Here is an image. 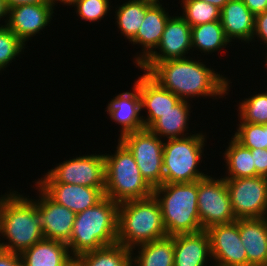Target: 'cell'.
<instances>
[{
	"instance_id": "26",
	"label": "cell",
	"mask_w": 267,
	"mask_h": 266,
	"mask_svg": "<svg viewBox=\"0 0 267 266\" xmlns=\"http://www.w3.org/2000/svg\"><path fill=\"white\" fill-rule=\"evenodd\" d=\"M156 0H127L122 5H114L115 23L117 24L120 34L130 42L137 34L144 17L146 10Z\"/></svg>"
},
{
	"instance_id": "5",
	"label": "cell",
	"mask_w": 267,
	"mask_h": 266,
	"mask_svg": "<svg viewBox=\"0 0 267 266\" xmlns=\"http://www.w3.org/2000/svg\"><path fill=\"white\" fill-rule=\"evenodd\" d=\"M160 204L167 236L202 231L198 213L197 181L163 183L153 188Z\"/></svg>"
},
{
	"instance_id": "19",
	"label": "cell",
	"mask_w": 267,
	"mask_h": 266,
	"mask_svg": "<svg viewBox=\"0 0 267 266\" xmlns=\"http://www.w3.org/2000/svg\"><path fill=\"white\" fill-rule=\"evenodd\" d=\"M53 201L75 214L83 212L104 197L105 188H92L66 183H36Z\"/></svg>"
},
{
	"instance_id": "28",
	"label": "cell",
	"mask_w": 267,
	"mask_h": 266,
	"mask_svg": "<svg viewBox=\"0 0 267 266\" xmlns=\"http://www.w3.org/2000/svg\"><path fill=\"white\" fill-rule=\"evenodd\" d=\"M227 148V149H226ZM225 148L223 159L226 168L224 178H241L256 176V167L251 149L243 147L233 137Z\"/></svg>"
},
{
	"instance_id": "12",
	"label": "cell",
	"mask_w": 267,
	"mask_h": 266,
	"mask_svg": "<svg viewBox=\"0 0 267 266\" xmlns=\"http://www.w3.org/2000/svg\"><path fill=\"white\" fill-rule=\"evenodd\" d=\"M170 15L159 45L138 66L141 72L147 73L157 62L186 58L192 52L191 26L178 12L175 16L172 13Z\"/></svg>"
},
{
	"instance_id": "11",
	"label": "cell",
	"mask_w": 267,
	"mask_h": 266,
	"mask_svg": "<svg viewBox=\"0 0 267 266\" xmlns=\"http://www.w3.org/2000/svg\"><path fill=\"white\" fill-rule=\"evenodd\" d=\"M236 219L267 217V177L225 178Z\"/></svg>"
},
{
	"instance_id": "2",
	"label": "cell",
	"mask_w": 267,
	"mask_h": 266,
	"mask_svg": "<svg viewBox=\"0 0 267 266\" xmlns=\"http://www.w3.org/2000/svg\"><path fill=\"white\" fill-rule=\"evenodd\" d=\"M24 195L13 188L0 195V249L18 254L44 239L36 199Z\"/></svg>"
},
{
	"instance_id": "30",
	"label": "cell",
	"mask_w": 267,
	"mask_h": 266,
	"mask_svg": "<svg viewBox=\"0 0 267 266\" xmlns=\"http://www.w3.org/2000/svg\"><path fill=\"white\" fill-rule=\"evenodd\" d=\"M237 101L238 122L267 124V90L252 93L248 98Z\"/></svg>"
},
{
	"instance_id": "18",
	"label": "cell",
	"mask_w": 267,
	"mask_h": 266,
	"mask_svg": "<svg viewBox=\"0 0 267 266\" xmlns=\"http://www.w3.org/2000/svg\"><path fill=\"white\" fill-rule=\"evenodd\" d=\"M131 89L117 94L105 108L110 120L121 126L118 139L127 133L144 129L139 89L134 84Z\"/></svg>"
},
{
	"instance_id": "39",
	"label": "cell",
	"mask_w": 267,
	"mask_h": 266,
	"mask_svg": "<svg viewBox=\"0 0 267 266\" xmlns=\"http://www.w3.org/2000/svg\"><path fill=\"white\" fill-rule=\"evenodd\" d=\"M7 9H11L20 5H35V4H48L50 0H4Z\"/></svg>"
},
{
	"instance_id": "36",
	"label": "cell",
	"mask_w": 267,
	"mask_h": 266,
	"mask_svg": "<svg viewBox=\"0 0 267 266\" xmlns=\"http://www.w3.org/2000/svg\"><path fill=\"white\" fill-rule=\"evenodd\" d=\"M256 167V176L267 177V149H251Z\"/></svg>"
},
{
	"instance_id": "35",
	"label": "cell",
	"mask_w": 267,
	"mask_h": 266,
	"mask_svg": "<svg viewBox=\"0 0 267 266\" xmlns=\"http://www.w3.org/2000/svg\"><path fill=\"white\" fill-rule=\"evenodd\" d=\"M255 39H258V40H255ZM259 40H260V44L264 43L263 45H265L267 49V10L264 11L263 13L255 15L254 33H253V38L251 40V43L252 41L254 43L255 41L259 42Z\"/></svg>"
},
{
	"instance_id": "29",
	"label": "cell",
	"mask_w": 267,
	"mask_h": 266,
	"mask_svg": "<svg viewBox=\"0 0 267 266\" xmlns=\"http://www.w3.org/2000/svg\"><path fill=\"white\" fill-rule=\"evenodd\" d=\"M75 260L81 266H132V251L115 243L82 253Z\"/></svg>"
},
{
	"instance_id": "13",
	"label": "cell",
	"mask_w": 267,
	"mask_h": 266,
	"mask_svg": "<svg viewBox=\"0 0 267 266\" xmlns=\"http://www.w3.org/2000/svg\"><path fill=\"white\" fill-rule=\"evenodd\" d=\"M206 231L210 238L213 264L247 266V255L240 240L237 221L213 225Z\"/></svg>"
},
{
	"instance_id": "33",
	"label": "cell",
	"mask_w": 267,
	"mask_h": 266,
	"mask_svg": "<svg viewBox=\"0 0 267 266\" xmlns=\"http://www.w3.org/2000/svg\"><path fill=\"white\" fill-rule=\"evenodd\" d=\"M25 48L26 45L7 26L0 27V73L16 61V57H21Z\"/></svg>"
},
{
	"instance_id": "4",
	"label": "cell",
	"mask_w": 267,
	"mask_h": 266,
	"mask_svg": "<svg viewBox=\"0 0 267 266\" xmlns=\"http://www.w3.org/2000/svg\"><path fill=\"white\" fill-rule=\"evenodd\" d=\"M166 236L160 204L154 195L119 203L117 243L132 250Z\"/></svg>"
},
{
	"instance_id": "31",
	"label": "cell",
	"mask_w": 267,
	"mask_h": 266,
	"mask_svg": "<svg viewBox=\"0 0 267 266\" xmlns=\"http://www.w3.org/2000/svg\"><path fill=\"white\" fill-rule=\"evenodd\" d=\"M181 15L191 26L220 20L221 9L201 0H181Z\"/></svg>"
},
{
	"instance_id": "10",
	"label": "cell",
	"mask_w": 267,
	"mask_h": 266,
	"mask_svg": "<svg viewBox=\"0 0 267 266\" xmlns=\"http://www.w3.org/2000/svg\"><path fill=\"white\" fill-rule=\"evenodd\" d=\"M206 177L197 181V203L203 230L217 224H228L237 219L233 213L230 195L224 177Z\"/></svg>"
},
{
	"instance_id": "17",
	"label": "cell",
	"mask_w": 267,
	"mask_h": 266,
	"mask_svg": "<svg viewBox=\"0 0 267 266\" xmlns=\"http://www.w3.org/2000/svg\"><path fill=\"white\" fill-rule=\"evenodd\" d=\"M137 78L133 84L139 89L141 112L145 111V115H147H142L144 128L148 129L161 117V114L171 110L181 99L174 93L161 87L146 72H143Z\"/></svg>"
},
{
	"instance_id": "20",
	"label": "cell",
	"mask_w": 267,
	"mask_h": 266,
	"mask_svg": "<svg viewBox=\"0 0 267 266\" xmlns=\"http://www.w3.org/2000/svg\"><path fill=\"white\" fill-rule=\"evenodd\" d=\"M209 263L213 265L206 230L174 235V266H208Z\"/></svg>"
},
{
	"instance_id": "3",
	"label": "cell",
	"mask_w": 267,
	"mask_h": 266,
	"mask_svg": "<svg viewBox=\"0 0 267 266\" xmlns=\"http://www.w3.org/2000/svg\"><path fill=\"white\" fill-rule=\"evenodd\" d=\"M119 204L104 196L91 208L77 213L66 243L76 259L82 253L117 243Z\"/></svg>"
},
{
	"instance_id": "27",
	"label": "cell",
	"mask_w": 267,
	"mask_h": 266,
	"mask_svg": "<svg viewBox=\"0 0 267 266\" xmlns=\"http://www.w3.org/2000/svg\"><path fill=\"white\" fill-rule=\"evenodd\" d=\"M191 40L192 51H200L202 55L206 56L216 51L220 52L230 44L232 46L224 33L220 20L191 27Z\"/></svg>"
},
{
	"instance_id": "15",
	"label": "cell",
	"mask_w": 267,
	"mask_h": 266,
	"mask_svg": "<svg viewBox=\"0 0 267 266\" xmlns=\"http://www.w3.org/2000/svg\"><path fill=\"white\" fill-rule=\"evenodd\" d=\"M54 10L51 3L20 5L8 10L6 26L26 45L51 23Z\"/></svg>"
},
{
	"instance_id": "34",
	"label": "cell",
	"mask_w": 267,
	"mask_h": 266,
	"mask_svg": "<svg viewBox=\"0 0 267 266\" xmlns=\"http://www.w3.org/2000/svg\"><path fill=\"white\" fill-rule=\"evenodd\" d=\"M111 0H78L72 7L79 19L95 23L111 14Z\"/></svg>"
},
{
	"instance_id": "1",
	"label": "cell",
	"mask_w": 267,
	"mask_h": 266,
	"mask_svg": "<svg viewBox=\"0 0 267 266\" xmlns=\"http://www.w3.org/2000/svg\"><path fill=\"white\" fill-rule=\"evenodd\" d=\"M192 57L157 62L147 74L181 100L193 102L192 98L209 97L217 101L228 95L231 79L215 71L211 64L209 68L198 56L196 59Z\"/></svg>"
},
{
	"instance_id": "44",
	"label": "cell",
	"mask_w": 267,
	"mask_h": 266,
	"mask_svg": "<svg viewBox=\"0 0 267 266\" xmlns=\"http://www.w3.org/2000/svg\"><path fill=\"white\" fill-rule=\"evenodd\" d=\"M267 51H265V53H266ZM264 66L266 67V70H267V53H266V56H265V61H264ZM267 73V72H266Z\"/></svg>"
},
{
	"instance_id": "21",
	"label": "cell",
	"mask_w": 267,
	"mask_h": 266,
	"mask_svg": "<svg viewBox=\"0 0 267 266\" xmlns=\"http://www.w3.org/2000/svg\"><path fill=\"white\" fill-rule=\"evenodd\" d=\"M220 22L230 42L236 40V42L241 41L245 45L250 44L254 33L255 15L244 4L243 0H229L221 9Z\"/></svg>"
},
{
	"instance_id": "38",
	"label": "cell",
	"mask_w": 267,
	"mask_h": 266,
	"mask_svg": "<svg viewBox=\"0 0 267 266\" xmlns=\"http://www.w3.org/2000/svg\"><path fill=\"white\" fill-rule=\"evenodd\" d=\"M243 2L254 15L267 10V0H243Z\"/></svg>"
},
{
	"instance_id": "24",
	"label": "cell",
	"mask_w": 267,
	"mask_h": 266,
	"mask_svg": "<svg viewBox=\"0 0 267 266\" xmlns=\"http://www.w3.org/2000/svg\"><path fill=\"white\" fill-rule=\"evenodd\" d=\"M191 107L193 105L186 100H180L171 110L159 117L148 129L161 139L181 138L193 135L188 125L191 120ZM187 132V133H185Z\"/></svg>"
},
{
	"instance_id": "7",
	"label": "cell",
	"mask_w": 267,
	"mask_h": 266,
	"mask_svg": "<svg viewBox=\"0 0 267 266\" xmlns=\"http://www.w3.org/2000/svg\"><path fill=\"white\" fill-rule=\"evenodd\" d=\"M192 133L186 137L164 140L163 183L194 182L209 174L199 168L205 156L208 137L203 130Z\"/></svg>"
},
{
	"instance_id": "40",
	"label": "cell",
	"mask_w": 267,
	"mask_h": 266,
	"mask_svg": "<svg viewBox=\"0 0 267 266\" xmlns=\"http://www.w3.org/2000/svg\"><path fill=\"white\" fill-rule=\"evenodd\" d=\"M7 18H8V9H7L6 5H5V1L4 0H0V22H2L1 20H3V22H4V24H3V22L0 23V27L6 26Z\"/></svg>"
},
{
	"instance_id": "9",
	"label": "cell",
	"mask_w": 267,
	"mask_h": 266,
	"mask_svg": "<svg viewBox=\"0 0 267 266\" xmlns=\"http://www.w3.org/2000/svg\"><path fill=\"white\" fill-rule=\"evenodd\" d=\"M119 140L132 153L147 183L152 188L162 185L164 140L146 128L127 133Z\"/></svg>"
},
{
	"instance_id": "42",
	"label": "cell",
	"mask_w": 267,
	"mask_h": 266,
	"mask_svg": "<svg viewBox=\"0 0 267 266\" xmlns=\"http://www.w3.org/2000/svg\"><path fill=\"white\" fill-rule=\"evenodd\" d=\"M207 3H210L216 7H218L219 9H222L229 0H201Z\"/></svg>"
},
{
	"instance_id": "37",
	"label": "cell",
	"mask_w": 267,
	"mask_h": 266,
	"mask_svg": "<svg viewBox=\"0 0 267 266\" xmlns=\"http://www.w3.org/2000/svg\"><path fill=\"white\" fill-rule=\"evenodd\" d=\"M0 266H22L20 255L0 249Z\"/></svg>"
},
{
	"instance_id": "14",
	"label": "cell",
	"mask_w": 267,
	"mask_h": 266,
	"mask_svg": "<svg viewBox=\"0 0 267 266\" xmlns=\"http://www.w3.org/2000/svg\"><path fill=\"white\" fill-rule=\"evenodd\" d=\"M37 210L41 216L42 234L44 239L56 240L67 243L73 231L76 214L53 201L36 183Z\"/></svg>"
},
{
	"instance_id": "41",
	"label": "cell",
	"mask_w": 267,
	"mask_h": 266,
	"mask_svg": "<svg viewBox=\"0 0 267 266\" xmlns=\"http://www.w3.org/2000/svg\"><path fill=\"white\" fill-rule=\"evenodd\" d=\"M78 0H50L52 6L54 7L55 11H56V7H58V2L62 5H66V6H73ZM57 4V5H56Z\"/></svg>"
},
{
	"instance_id": "8",
	"label": "cell",
	"mask_w": 267,
	"mask_h": 266,
	"mask_svg": "<svg viewBox=\"0 0 267 266\" xmlns=\"http://www.w3.org/2000/svg\"><path fill=\"white\" fill-rule=\"evenodd\" d=\"M35 183H66L105 188V158L102 153L84 154L65 159L47 170Z\"/></svg>"
},
{
	"instance_id": "45",
	"label": "cell",
	"mask_w": 267,
	"mask_h": 266,
	"mask_svg": "<svg viewBox=\"0 0 267 266\" xmlns=\"http://www.w3.org/2000/svg\"><path fill=\"white\" fill-rule=\"evenodd\" d=\"M210 266H211V264H210ZM212 266H223V265L213 264Z\"/></svg>"
},
{
	"instance_id": "22",
	"label": "cell",
	"mask_w": 267,
	"mask_h": 266,
	"mask_svg": "<svg viewBox=\"0 0 267 266\" xmlns=\"http://www.w3.org/2000/svg\"><path fill=\"white\" fill-rule=\"evenodd\" d=\"M247 266H264L267 259V217L237 219Z\"/></svg>"
},
{
	"instance_id": "16",
	"label": "cell",
	"mask_w": 267,
	"mask_h": 266,
	"mask_svg": "<svg viewBox=\"0 0 267 266\" xmlns=\"http://www.w3.org/2000/svg\"><path fill=\"white\" fill-rule=\"evenodd\" d=\"M163 0H156L147 10L144 20L136 34L129 42L132 46L141 48L134 55L133 63L138 67L159 45L166 22L170 15L167 8L161 3ZM167 11V12H166ZM141 46V47H140ZM142 51V52H141ZM139 53V54H138Z\"/></svg>"
},
{
	"instance_id": "25",
	"label": "cell",
	"mask_w": 267,
	"mask_h": 266,
	"mask_svg": "<svg viewBox=\"0 0 267 266\" xmlns=\"http://www.w3.org/2000/svg\"><path fill=\"white\" fill-rule=\"evenodd\" d=\"M131 251L132 266H174V235L141 244Z\"/></svg>"
},
{
	"instance_id": "23",
	"label": "cell",
	"mask_w": 267,
	"mask_h": 266,
	"mask_svg": "<svg viewBox=\"0 0 267 266\" xmlns=\"http://www.w3.org/2000/svg\"><path fill=\"white\" fill-rule=\"evenodd\" d=\"M22 266H70L75 258L66 243L43 239L19 254Z\"/></svg>"
},
{
	"instance_id": "32",
	"label": "cell",
	"mask_w": 267,
	"mask_h": 266,
	"mask_svg": "<svg viewBox=\"0 0 267 266\" xmlns=\"http://www.w3.org/2000/svg\"><path fill=\"white\" fill-rule=\"evenodd\" d=\"M232 137L248 149H267V124L238 122Z\"/></svg>"
},
{
	"instance_id": "6",
	"label": "cell",
	"mask_w": 267,
	"mask_h": 266,
	"mask_svg": "<svg viewBox=\"0 0 267 266\" xmlns=\"http://www.w3.org/2000/svg\"><path fill=\"white\" fill-rule=\"evenodd\" d=\"M117 141L115 152L104 154V196L118 204L152 196L153 188L142 177L132 153L119 139Z\"/></svg>"
},
{
	"instance_id": "43",
	"label": "cell",
	"mask_w": 267,
	"mask_h": 266,
	"mask_svg": "<svg viewBox=\"0 0 267 266\" xmlns=\"http://www.w3.org/2000/svg\"><path fill=\"white\" fill-rule=\"evenodd\" d=\"M70 266H81L76 260H74Z\"/></svg>"
}]
</instances>
